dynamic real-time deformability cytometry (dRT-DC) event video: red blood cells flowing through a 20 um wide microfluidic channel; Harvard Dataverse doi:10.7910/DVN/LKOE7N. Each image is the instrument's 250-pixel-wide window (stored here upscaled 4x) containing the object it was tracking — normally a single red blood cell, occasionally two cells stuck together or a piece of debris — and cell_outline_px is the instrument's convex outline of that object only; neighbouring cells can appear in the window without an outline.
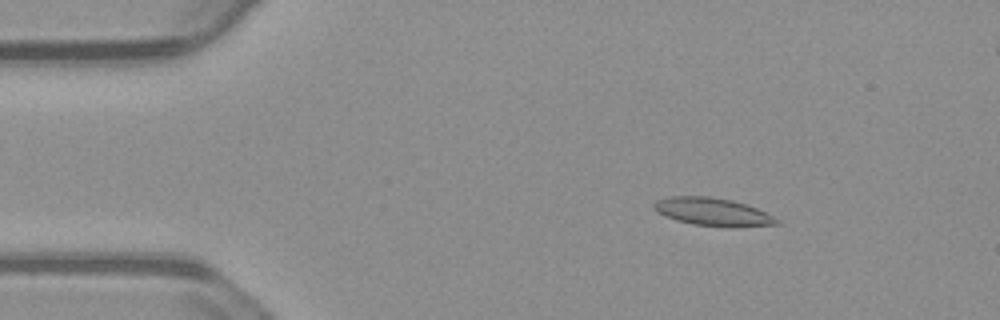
{"species": "common noctule bat (a hibernating species)", "species_latin": "Nyctalus noctula", "temperature_condition": "warm", "stored_images_in_passage": 56, "segment_of_instrument_passage": [1, 2], "camera_frame_rate_fps": 3000, "um_per_image_px": 0.085, "animal": {"sex": "male", "body_mass_g": 23.1, "forearm_length_mm": 52.7}, "frame": {"image": 1, "passage_image": 8, "time_ms": 2.333, "image_size_px": [1000, 320], "cell_outline_px": [[780, 224], [692, 224], [676, 220], [664, 216], [656, 212], [652, 208], [652, 204], [656, 200], [668, 196], [708, 196], [732, 200], [756, 208], [780, 220]], "centroid_in_image_um": [60.41, 17.94], "position_along_channel_um": 24.6, "area_um2": 18.96}}
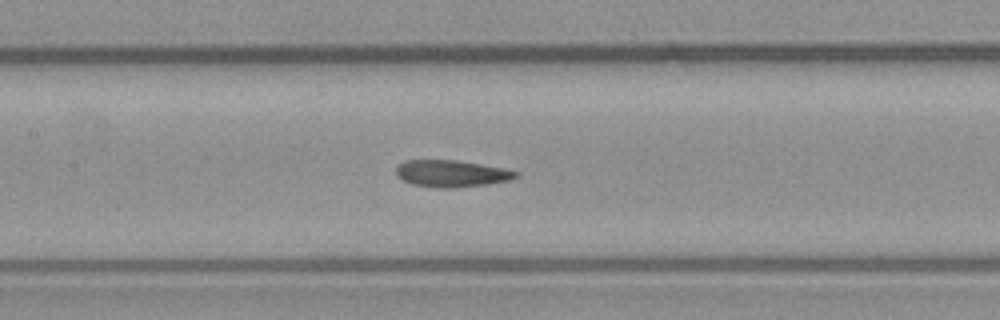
{"frame": {"image": 2, "passage_image": 25, "time_ms": 8.0, "image_size_px": [1000, 320], "cell_outline_px": [[520, 176], [508, 180], [488, 184], [456, 188], [440, 188], [412, 184], [396, 176], [396, 164], [404, 160], [456, 160], [504, 168], [520, 172]], "centroid_in_image_um": [38.37, 14.75], "position_along_channel_um": 169.0, "area_um2": 18.9}}
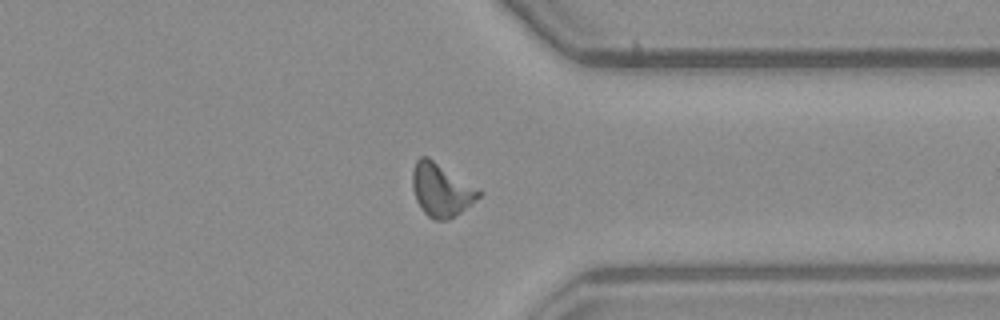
{"frame": {"image": 3, "passage_image": 42, "time_ms": 13.667, "image_size_px": [1000, 320], "cell_outline_px": [[484, 192], [480, 196], [460, 212], [448, 220], [436, 220], [428, 216], [420, 208], [416, 200], [412, 188], [412, 168], [416, 160], [420, 156], [428, 156], [480, 188]], "centroid_in_image_um": [37.5, 16.11], "position_along_channel_um": 373.9, "area_um2": 20.81}}